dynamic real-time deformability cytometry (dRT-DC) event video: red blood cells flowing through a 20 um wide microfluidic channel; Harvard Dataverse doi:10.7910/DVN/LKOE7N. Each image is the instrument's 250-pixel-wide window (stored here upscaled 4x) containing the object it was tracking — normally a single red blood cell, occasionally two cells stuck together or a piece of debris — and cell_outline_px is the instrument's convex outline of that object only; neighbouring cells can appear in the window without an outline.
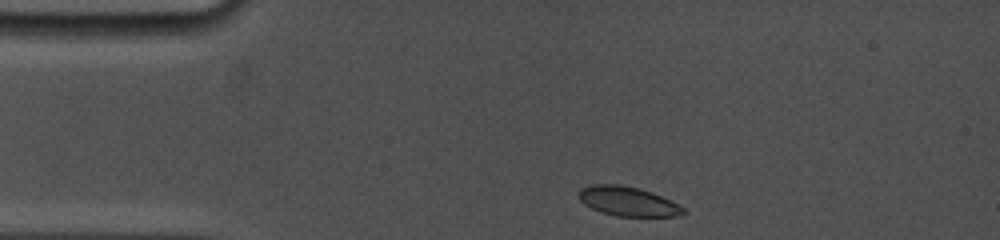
{"species": "common noctule bat (a hibernating species)", "species_latin": "Nyctalus noctula", "temperature_condition": "cold", "stored_images_in_passage": 23, "camera_frame_rate_fps": 5000, "um_per_image_px": 0.085, "animal": {"sex": "female", "body_mass_g": 19.0, "forearm_length_mm": 53.3}, "frame": {"image": 1, "passage_image": 1, "time_ms": 0.0, "image_size_px": [1000, 240], "cell_outline_px": [[688, 212], [680, 216], [616, 216], [600, 212], [584, 204], [576, 196], [576, 192], [580, 188], [592, 184], [620, 184], [652, 192], [684, 208]], "centroid_in_image_um": [53.3, 17.11], "position_along_channel_um": 31.7, "area_um2": 17.98}}
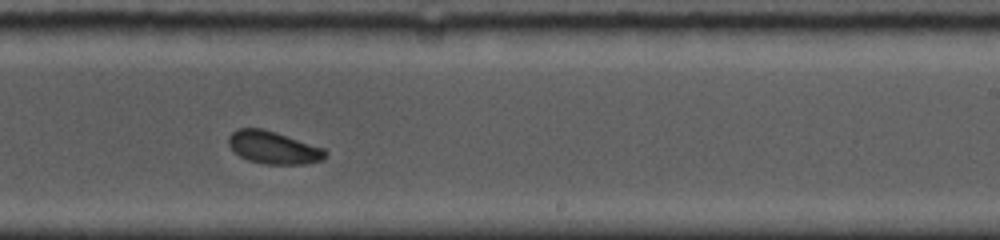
{"frame": {"image": 2, "passage_image": 14, "time_ms": 7.4, "image_size_px": [1000, 240], "cell_outline_px": [[328, 156], [324, 160], [304, 164], [264, 164], [248, 160], [240, 156], [228, 144], [228, 136], [236, 128], [260, 128], [276, 132], [324, 148], [328, 152]], "centroid_in_image_um": [23.27, 12.54], "position_along_channel_um": 265.7, "area_um2": 18.5}}
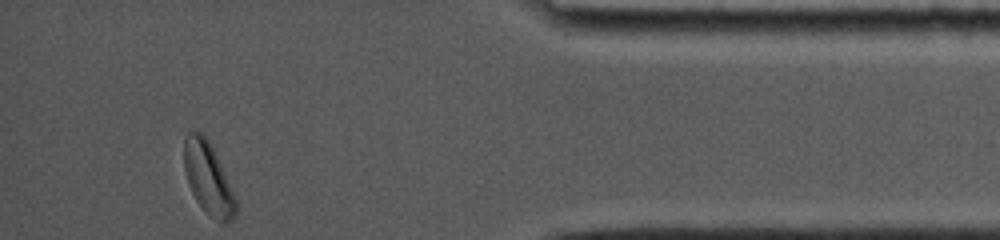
{"frame": {"image": 3, "passage_image": 23, "time_ms": 12.2, "image_size_px": [1000, 240], "cell_outline_px": [[240, 204], [236, 216], [232, 220], [224, 224], [220, 224], [208, 216], [204, 212], [196, 200], [188, 184], [184, 172], [184, 136], [188, 132], [200, 132], [208, 140]], "centroid_in_image_um": [17.72, 15.26], "position_along_channel_um": 417.5, "area_um2": 22.14}, "authors_computed_cell_mechanics": {"area_um2": 18.785, "velocity_mm_per_s": 3.7492, "shape_relaxation_time_tau1_ms": 3.2079, "shape_relaxation_time_tau2_ms": null, "deformation_change_tau1": 0.0812, "deformation_change_tau2": null}}